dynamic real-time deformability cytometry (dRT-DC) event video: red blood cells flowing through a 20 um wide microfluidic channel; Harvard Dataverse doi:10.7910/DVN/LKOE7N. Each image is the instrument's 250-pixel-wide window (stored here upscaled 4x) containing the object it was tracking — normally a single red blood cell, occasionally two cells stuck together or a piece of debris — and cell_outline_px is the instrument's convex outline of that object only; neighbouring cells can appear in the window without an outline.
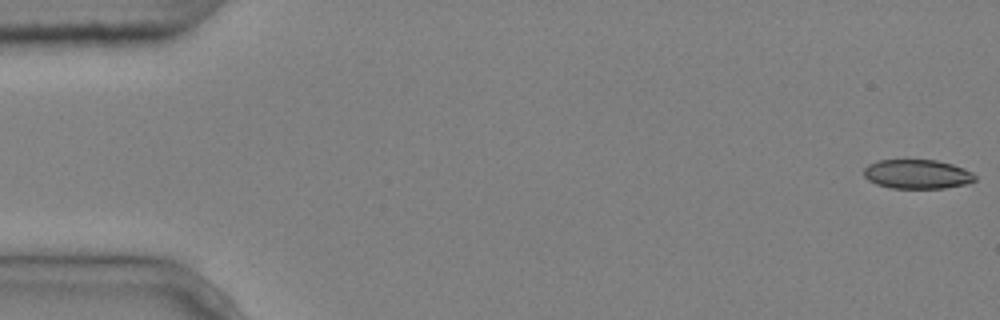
{"species": "common noctule bat (a hibernating species)", "species_latin": "Nyctalus noctula", "temperature_condition": "cold", "stored_images_in_passage": 7, "camera_frame_rate_fps": 3000, "um_per_image_px": 0.085, "animal": {"sex": "male", "body_mass_g": 20.4}, "frame": {"image": 1, "passage_image": 1, "time_ms": 0.0, "image_size_px": [1000, 320], "cell_outline_px": [[976, 180], [968, 184], [944, 188], [892, 188], [876, 184], [868, 180], [864, 176], [864, 168], [868, 164], [876, 160], [936, 160], [952, 164], [964, 168], [972, 172], [976, 176]], "centroid_in_image_um": [77.97, 14.8], "position_along_channel_um": 7.0, "area_um2": 19.07}}
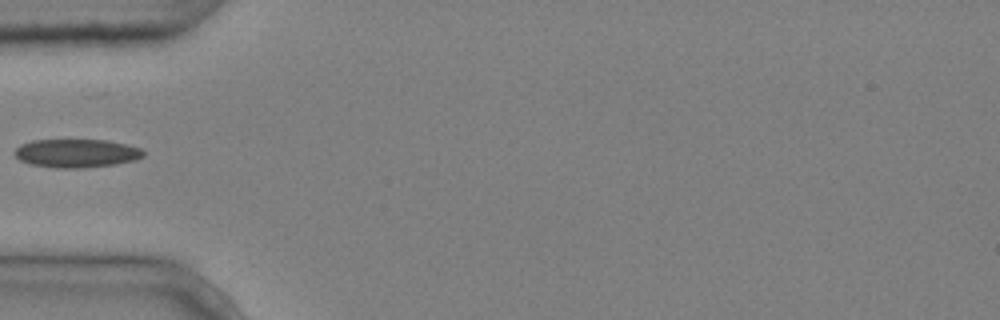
{"frame": {"image": 2, "passage_image": 5, "time_ms": 1.333, "image_size_px": [1000, 320], "cell_outline_px": [[144, 156], [136, 160], [116, 164], [84, 168], [56, 168], [28, 164], [20, 160], [16, 156], [16, 148], [20, 144], [32, 140], [108, 140], [140, 148], [144, 152]], "centroid_in_image_um": [6.5, 13.03], "position_along_channel_um": 78.5, "area_um2": 21.39}}